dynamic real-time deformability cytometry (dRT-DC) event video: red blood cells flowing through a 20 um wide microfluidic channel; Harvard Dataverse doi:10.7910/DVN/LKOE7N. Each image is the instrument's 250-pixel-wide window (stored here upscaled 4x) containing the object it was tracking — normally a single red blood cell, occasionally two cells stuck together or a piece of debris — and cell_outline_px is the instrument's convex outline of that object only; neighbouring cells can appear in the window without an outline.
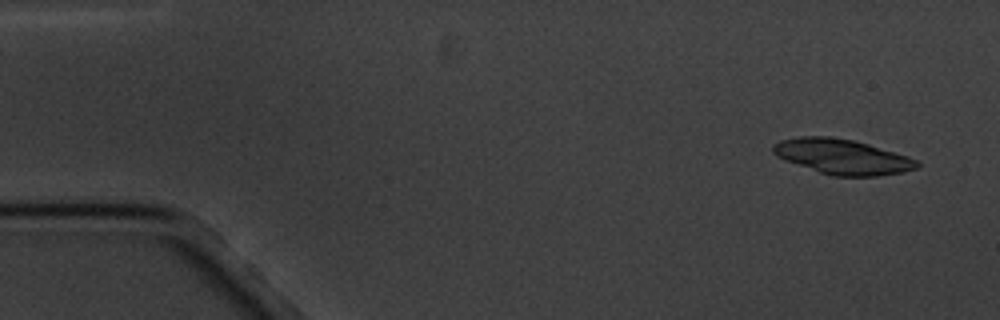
{"species": "common noctule bat (a hibernating species)", "species_latin": "Nyctalus noctula", "temperature_condition": "cold", "stored_images_in_passage": 4, "camera_frame_rate_fps": 3000, "um_per_image_px": 0.085, "animal": {"sex": "male", "body_mass_g": 20.1, "forearm_length_mm": 53.5}, "frame": {"image": 1, "passage_image": 1, "time_ms": 0.0, "image_size_px": [1000, 320], "cell_outline_px": [[920, 164], [916, 168], [904, 172], [880, 176], [832, 176], [784, 160], [776, 156], [772, 152], [772, 144], [780, 140], [800, 136], [828, 136], [852, 140], [868, 144], [908, 156], [916, 160]], "centroid_in_image_um": [71.57, 13.32], "position_along_channel_um": 13.4, "area_um2": 29.42}}